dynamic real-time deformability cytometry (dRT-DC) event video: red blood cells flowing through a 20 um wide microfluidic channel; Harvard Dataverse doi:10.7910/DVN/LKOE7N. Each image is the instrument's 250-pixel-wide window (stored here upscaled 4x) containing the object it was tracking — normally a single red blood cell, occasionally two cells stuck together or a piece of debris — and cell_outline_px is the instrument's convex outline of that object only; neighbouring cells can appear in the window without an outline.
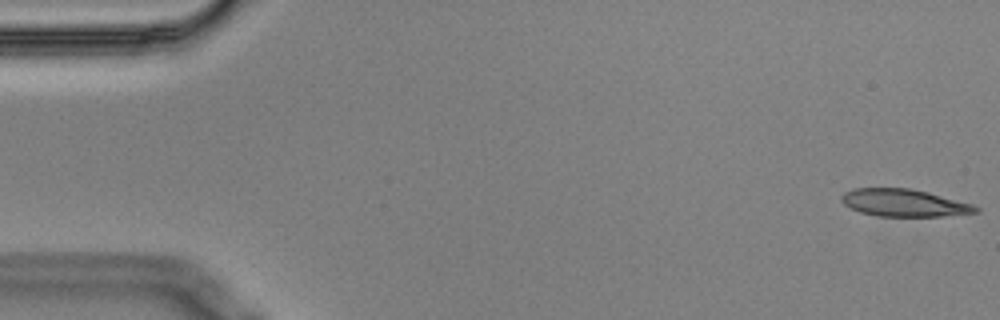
{"species": "Egyptian fruit bat (a non-hibernating species)", "species_latin": "Rousettus aegyptiacus", "temperature_condition": "cold", "stored_images_in_passage": 55, "camera_frame_rate_fps": 3000, "um_per_image_px": 0.085, "animal": {"sex": "male"}, "frame": {"image": 1, "passage_image": 1, "time_ms": 0.0, "image_size_px": [1000, 320], "cell_outline_px": [[980, 212], [940, 216], [880, 216], [860, 212], [844, 204], [840, 200], [840, 196], [844, 192], [852, 188], [908, 188], [928, 192], [972, 204], [980, 208]], "centroid_in_image_um": [76.82, 17.23], "position_along_channel_um": 8.2, "area_um2": 21.33}}
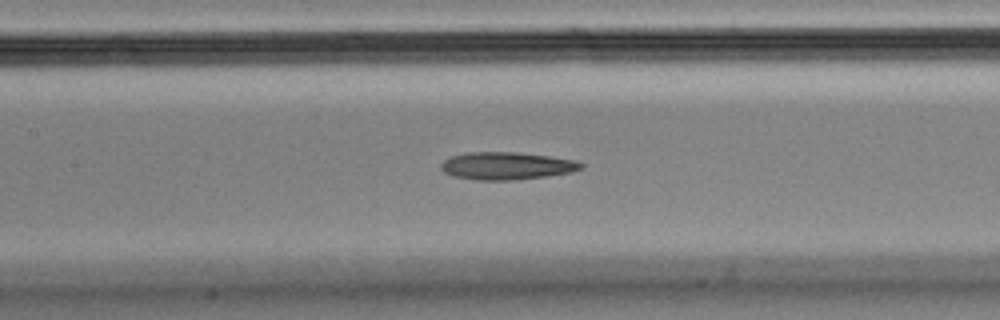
{"frame": {"image": 2, "passage_image": 25, "time_ms": 8.0, "image_size_px": [1000, 320], "cell_outline_px": [[584, 168], [572, 172], [548, 176], [508, 180], [476, 180], [452, 176], [444, 172], [440, 168], [440, 164], [444, 160], [452, 156], [468, 152], [516, 152], [548, 156], [572, 160], [584, 164]], "centroid_in_image_um": [43.04, 14.1], "position_along_channel_um": 164.4, "area_um2": 22.43}}
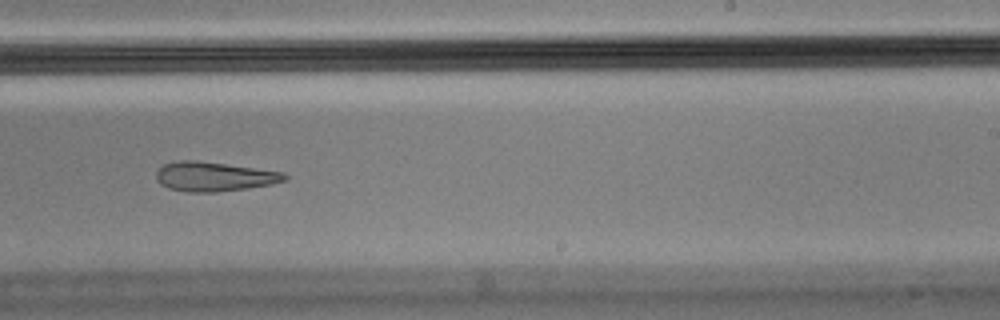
{"frame": {"image": 3, "passage_image": 34, "time_ms": 11.0, "image_size_px": [1000, 320], "cell_outline_px": [[288, 180], [272, 184], [248, 188], [216, 192], [188, 192], [168, 188], [160, 184], [156, 180], [156, 172], [164, 164], [180, 160], [196, 160], [284, 172], [288, 176]], "centroid_in_image_um": [18.2, 15.01], "position_along_channel_um": 270.8, "area_um2": 22.02}}